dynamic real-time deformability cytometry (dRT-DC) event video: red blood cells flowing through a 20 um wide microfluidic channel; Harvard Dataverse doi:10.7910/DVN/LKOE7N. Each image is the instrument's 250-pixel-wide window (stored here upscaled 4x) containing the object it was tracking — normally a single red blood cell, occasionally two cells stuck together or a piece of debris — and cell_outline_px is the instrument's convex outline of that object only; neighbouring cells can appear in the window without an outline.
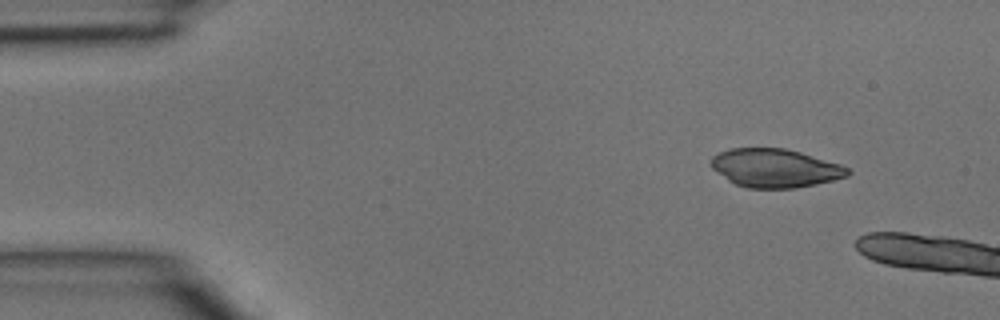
{"species": "common noctule bat (a hibernating species)", "species_latin": "Nyctalus noctula", "temperature_condition": "room temperature", "stored_images_in_passage": 3, "camera_frame_rate_fps": 3000, "um_per_image_px": 0.085, "animal": {"sex": "male", "body_mass_g": 15.6}, "frame": {"image": 1, "passage_image": 1, "time_ms": 0.0, "image_size_px": [1000, 320], "cell_outline_px": [[852, 172], [848, 176], [816, 184], [796, 188], [748, 188], [736, 184], [728, 180], [712, 168], [712, 156], [728, 148], [784, 148], [800, 152], [840, 164], [848, 168]], "centroid_in_image_um": [65.89, 14.29], "position_along_channel_um": 19.1, "area_um2": 30.52}}